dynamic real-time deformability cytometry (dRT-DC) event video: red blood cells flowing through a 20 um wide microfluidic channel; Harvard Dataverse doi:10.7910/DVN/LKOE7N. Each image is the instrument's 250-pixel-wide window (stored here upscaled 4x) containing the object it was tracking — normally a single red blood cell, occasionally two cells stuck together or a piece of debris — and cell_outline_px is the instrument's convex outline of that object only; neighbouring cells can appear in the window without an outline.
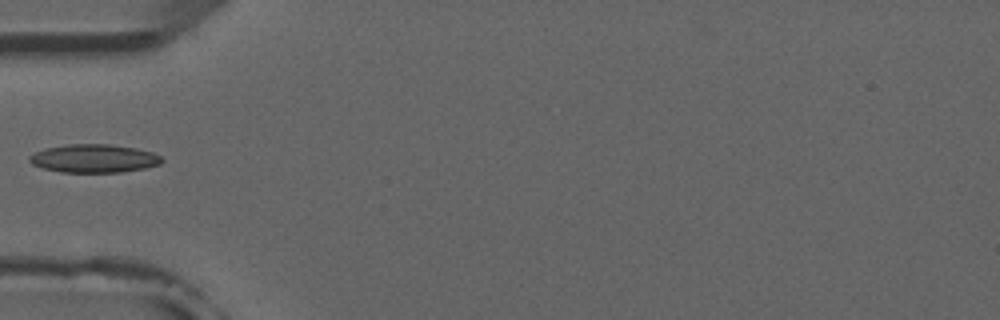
{"species": "common noctule bat (a hibernating species)", "species_latin": "Nyctalus noctula", "temperature_condition": "room temperature", "stored_images_in_passage": 5, "camera_frame_rate_fps": 3000, "um_per_image_px": 0.085, "animal": {"sex": "male", "forearm_length_mm": 52.5}, "frame": {"image": 1, "passage_image": 5, "time_ms": 4.667, "image_size_px": [1000, 320], "cell_outline_px": [[164, 160], [160, 164], [144, 168], [120, 172], [60, 172], [40, 168], [32, 164], [28, 160], [28, 156], [44, 148], [68, 144], [108, 144], [136, 148], [152, 152], [160, 156]], "centroid_in_image_um": [7.95, 13.47], "position_along_channel_um": 77.0, "area_um2": 21.91}}